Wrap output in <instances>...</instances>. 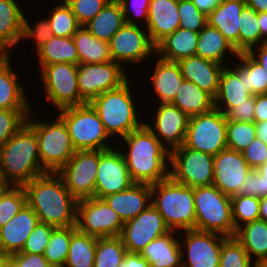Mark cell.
Here are the masks:
<instances>
[{"label":"cell","mask_w":267,"mask_h":267,"mask_svg":"<svg viewBox=\"0 0 267 267\" xmlns=\"http://www.w3.org/2000/svg\"><path fill=\"white\" fill-rule=\"evenodd\" d=\"M121 140L127 148L120 151L134 183L152 185L169 177L170 151L145 123Z\"/></svg>","instance_id":"obj_1"},{"label":"cell","mask_w":267,"mask_h":267,"mask_svg":"<svg viewBox=\"0 0 267 267\" xmlns=\"http://www.w3.org/2000/svg\"><path fill=\"white\" fill-rule=\"evenodd\" d=\"M23 187L27 204L35 211L39 222L55 228L76 226L77 200L58 173L47 172Z\"/></svg>","instance_id":"obj_2"},{"label":"cell","mask_w":267,"mask_h":267,"mask_svg":"<svg viewBox=\"0 0 267 267\" xmlns=\"http://www.w3.org/2000/svg\"><path fill=\"white\" fill-rule=\"evenodd\" d=\"M46 172L42 169L35 130L26 122L0 148V179L4 185L24 186Z\"/></svg>","instance_id":"obj_3"},{"label":"cell","mask_w":267,"mask_h":267,"mask_svg":"<svg viewBox=\"0 0 267 267\" xmlns=\"http://www.w3.org/2000/svg\"><path fill=\"white\" fill-rule=\"evenodd\" d=\"M130 82L128 79L120 87L104 92L90 102L111 139L122 138L145 123L138 118Z\"/></svg>","instance_id":"obj_4"},{"label":"cell","mask_w":267,"mask_h":267,"mask_svg":"<svg viewBox=\"0 0 267 267\" xmlns=\"http://www.w3.org/2000/svg\"><path fill=\"white\" fill-rule=\"evenodd\" d=\"M151 204L172 231L195 229L196 212L193 188L170 177L151 185Z\"/></svg>","instance_id":"obj_5"},{"label":"cell","mask_w":267,"mask_h":267,"mask_svg":"<svg viewBox=\"0 0 267 267\" xmlns=\"http://www.w3.org/2000/svg\"><path fill=\"white\" fill-rule=\"evenodd\" d=\"M196 212L195 230L235 237L231 197L214 185L193 188Z\"/></svg>","instance_id":"obj_6"},{"label":"cell","mask_w":267,"mask_h":267,"mask_svg":"<svg viewBox=\"0 0 267 267\" xmlns=\"http://www.w3.org/2000/svg\"><path fill=\"white\" fill-rule=\"evenodd\" d=\"M32 109L27 123L35 130L38 139L42 169L57 173L74 155V148L64 121L57 115L50 121L36 120ZM33 117V118H32Z\"/></svg>","instance_id":"obj_7"},{"label":"cell","mask_w":267,"mask_h":267,"mask_svg":"<svg viewBox=\"0 0 267 267\" xmlns=\"http://www.w3.org/2000/svg\"><path fill=\"white\" fill-rule=\"evenodd\" d=\"M57 111H60L57 114L64 121L76 151L113 148V145L107 142L111 137L90 103L69 106Z\"/></svg>","instance_id":"obj_8"},{"label":"cell","mask_w":267,"mask_h":267,"mask_svg":"<svg viewBox=\"0 0 267 267\" xmlns=\"http://www.w3.org/2000/svg\"><path fill=\"white\" fill-rule=\"evenodd\" d=\"M227 119L217 108L190 117L184 146L215 156L227 148Z\"/></svg>","instance_id":"obj_9"},{"label":"cell","mask_w":267,"mask_h":267,"mask_svg":"<svg viewBox=\"0 0 267 267\" xmlns=\"http://www.w3.org/2000/svg\"><path fill=\"white\" fill-rule=\"evenodd\" d=\"M77 77L78 65L72 63L41 66L39 80L44 86V97L57 110L85 104L80 96Z\"/></svg>","instance_id":"obj_10"},{"label":"cell","mask_w":267,"mask_h":267,"mask_svg":"<svg viewBox=\"0 0 267 267\" xmlns=\"http://www.w3.org/2000/svg\"><path fill=\"white\" fill-rule=\"evenodd\" d=\"M213 159L210 154L182 145L170 151L169 177L192 188L213 185Z\"/></svg>","instance_id":"obj_11"},{"label":"cell","mask_w":267,"mask_h":267,"mask_svg":"<svg viewBox=\"0 0 267 267\" xmlns=\"http://www.w3.org/2000/svg\"><path fill=\"white\" fill-rule=\"evenodd\" d=\"M124 221L103 200L87 198L77 201L76 228L96 238L120 236Z\"/></svg>","instance_id":"obj_12"},{"label":"cell","mask_w":267,"mask_h":267,"mask_svg":"<svg viewBox=\"0 0 267 267\" xmlns=\"http://www.w3.org/2000/svg\"><path fill=\"white\" fill-rule=\"evenodd\" d=\"M127 71L120 64L105 63L78 64L77 84L81 99L90 103L100 94L116 89L128 79Z\"/></svg>","instance_id":"obj_13"},{"label":"cell","mask_w":267,"mask_h":267,"mask_svg":"<svg viewBox=\"0 0 267 267\" xmlns=\"http://www.w3.org/2000/svg\"><path fill=\"white\" fill-rule=\"evenodd\" d=\"M98 164L99 150H78L57 172L77 201L94 197Z\"/></svg>","instance_id":"obj_14"},{"label":"cell","mask_w":267,"mask_h":267,"mask_svg":"<svg viewBox=\"0 0 267 267\" xmlns=\"http://www.w3.org/2000/svg\"><path fill=\"white\" fill-rule=\"evenodd\" d=\"M109 45L113 61L123 68L126 64L140 65L141 62L156 55L155 45L147 29L141 25L125 23L111 38Z\"/></svg>","instance_id":"obj_15"},{"label":"cell","mask_w":267,"mask_h":267,"mask_svg":"<svg viewBox=\"0 0 267 267\" xmlns=\"http://www.w3.org/2000/svg\"><path fill=\"white\" fill-rule=\"evenodd\" d=\"M183 232V242H179L182 267H219L221 248L226 236L195 229Z\"/></svg>","instance_id":"obj_16"},{"label":"cell","mask_w":267,"mask_h":267,"mask_svg":"<svg viewBox=\"0 0 267 267\" xmlns=\"http://www.w3.org/2000/svg\"><path fill=\"white\" fill-rule=\"evenodd\" d=\"M169 231L162 215L151 204L135 218L125 221L120 237L127 252L141 253L150 242Z\"/></svg>","instance_id":"obj_17"},{"label":"cell","mask_w":267,"mask_h":267,"mask_svg":"<svg viewBox=\"0 0 267 267\" xmlns=\"http://www.w3.org/2000/svg\"><path fill=\"white\" fill-rule=\"evenodd\" d=\"M99 150V164L94 197H103L129 189L134 182L120 149Z\"/></svg>","instance_id":"obj_18"},{"label":"cell","mask_w":267,"mask_h":267,"mask_svg":"<svg viewBox=\"0 0 267 267\" xmlns=\"http://www.w3.org/2000/svg\"><path fill=\"white\" fill-rule=\"evenodd\" d=\"M153 125L145 121L146 126L169 150L184 145L190 117L172 103H156Z\"/></svg>","instance_id":"obj_19"},{"label":"cell","mask_w":267,"mask_h":267,"mask_svg":"<svg viewBox=\"0 0 267 267\" xmlns=\"http://www.w3.org/2000/svg\"><path fill=\"white\" fill-rule=\"evenodd\" d=\"M251 167L242 152L224 149L213 159V185L225 195H237Z\"/></svg>","instance_id":"obj_20"},{"label":"cell","mask_w":267,"mask_h":267,"mask_svg":"<svg viewBox=\"0 0 267 267\" xmlns=\"http://www.w3.org/2000/svg\"><path fill=\"white\" fill-rule=\"evenodd\" d=\"M38 222L37 214L26 203L9 222L0 228V254L13 255L21 252Z\"/></svg>","instance_id":"obj_21"},{"label":"cell","mask_w":267,"mask_h":267,"mask_svg":"<svg viewBox=\"0 0 267 267\" xmlns=\"http://www.w3.org/2000/svg\"><path fill=\"white\" fill-rule=\"evenodd\" d=\"M177 63L184 80L195 83L215 98L225 65L196 55L181 59Z\"/></svg>","instance_id":"obj_22"},{"label":"cell","mask_w":267,"mask_h":267,"mask_svg":"<svg viewBox=\"0 0 267 267\" xmlns=\"http://www.w3.org/2000/svg\"><path fill=\"white\" fill-rule=\"evenodd\" d=\"M148 21L145 28L156 46L180 26L178 0H150Z\"/></svg>","instance_id":"obj_23"},{"label":"cell","mask_w":267,"mask_h":267,"mask_svg":"<svg viewBox=\"0 0 267 267\" xmlns=\"http://www.w3.org/2000/svg\"><path fill=\"white\" fill-rule=\"evenodd\" d=\"M125 222L151 205V185L134 183L129 189L102 198Z\"/></svg>","instance_id":"obj_24"},{"label":"cell","mask_w":267,"mask_h":267,"mask_svg":"<svg viewBox=\"0 0 267 267\" xmlns=\"http://www.w3.org/2000/svg\"><path fill=\"white\" fill-rule=\"evenodd\" d=\"M245 0H222L207 16V24L218 29L239 53V29Z\"/></svg>","instance_id":"obj_25"},{"label":"cell","mask_w":267,"mask_h":267,"mask_svg":"<svg viewBox=\"0 0 267 267\" xmlns=\"http://www.w3.org/2000/svg\"><path fill=\"white\" fill-rule=\"evenodd\" d=\"M9 54H0V109H32Z\"/></svg>","instance_id":"obj_26"},{"label":"cell","mask_w":267,"mask_h":267,"mask_svg":"<svg viewBox=\"0 0 267 267\" xmlns=\"http://www.w3.org/2000/svg\"><path fill=\"white\" fill-rule=\"evenodd\" d=\"M177 233L170 230L144 247L140 254L151 267H182L181 237L177 238Z\"/></svg>","instance_id":"obj_27"},{"label":"cell","mask_w":267,"mask_h":267,"mask_svg":"<svg viewBox=\"0 0 267 267\" xmlns=\"http://www.w3.org/2000/svg\"><path fill=\"white\" fill-rule=\"evenodd\" d=\"M24 10L17 0H0V54H10L22 39Z\"/></svg>","instance_id":"obj_28"},{"label":"cell","mask_w":267,"mask_h":267,"mask_svg":"<svg viewBox=\"0 0 267 267\" xmlns=\"http://www.w3.org/2000/svg\"><path fill=\"white\" fill-rule=\"evenodd\" d=\"M155 60L152 86L160 103H172L184 81L177 62L167 61L159 57Z\"/></svg>","instance_id":"obj_29"},{"label":"cell","mask_w":267,"mask_h":267,"mask_svg":"<svg viewBox=\"0 0 267 267\" xmlns=\"http://www.w3.org/2000/svg\"><path fill=\"white\" fill-rule=\"evenodd\" d=\"M253 94L247 90L243 78L230 67L225 66L220 77L214 107L226 114L235 104L246 102Z\"/></svg>","instance_id":"obj_30"},{"label":"cell","mask_w":267,"mask_h":267,"mask_svg":"<svg viewBox=\"0 0 267 267\" xmlns=\"http://www.w3.org/2000/svg\"><path fill=\"white\" fill-rule=\"evenodd\" d=\"M198 37L199 32L178 28L155 46L156 55L172 62L195 56Z\"/></svg>","instance_id":"obj_31"},{"label":"cell","mask_w":267,"mask_h":267,"mask_svg":"<svg viewBox=\"0 0 267 267\" xmlns=\"http://www.w3.org/2000/svg\"><path fill=\"white\" fill-rule=\"evenodd\" d=\"M231 54V56H229ZM234 46L216 28L208 24L199 32L196 56L228 66L227 57H238ZM227 56V57H226ZM227 60V61H225Z\"/></svg>","instance_id":"obj_32"},{"label":"cell","mask_w":267,"mask_h":267,"mask_svg":"<svg viewBox=\"0 0 267 267\" xmlns=\"http://www.w3.org/2000/svg\"><path fill=\"white\" fill-rule=\"evenodd\" d=\"M235 237L255 264L267 263V221L248 222L237 229Z\"/></svg>","instance_id":"obj_33"},{"label":"cell","mask_w":267,"mask_h":267,"mask_svg":"<svg viewBox=\"0 0 267 267\" xmlns=\"http://www.w3.org/2000/svg\"><path fill=\"white\" fill-rule=\"evenodd\" d=\"M124 24L125 18L121 3L119 0H110L84 27L99 40L110 42Z\"/></svg>","instance_id":"obj_34"},{"label":"cell","mask_w":267,"mask_h":267,"mask_svg":"<svg viewBox=\"0 0 267 267\" xmlns=\"http://www.w3.org/2000/svg\"><path fill=\"white\" fill-rule=\"evenodd\" d=\"M172 104L192 117L212 110L214 98L195 83L184 80Z\"/></svg>","instance_id":"obj_35"},{"label":"cell","mask_w":267,"mask_h":267,"mask_svg":"<svg viewBox=\"0 0 267 267\" xmlns=\"http://www.w3.org/2000/svg\"><path fill=\"white\" fill-rule=\"evenodd\" d=\"M79 55V63H105L113 61L109 42L99 40L84 26L72 36Z\"/></svg>","instance_id":"obj_36"},{"label":"cell","mask_w":267,"mask_h":267,"mask_svg":"<svg viewBox=\"0 0 267 267\" xmlns=\"http://www.w3.org/2000/svg\"><path fill=\"white\" fill-rule=\"evenodd\" d=\"M36 53L39 66L54 63L79 64L78 51L72 37L53 36Z\"/></svg>","instance_id":"obj_37"},{"label":"cell","mask_w":267,"mask_h":267,"mask_svg":"<svg viewBox=\"0 0 267 267\" xmlns=\"http://www.w3.org/2000/svg\"><path fill=\"white\" fill-rule=\"evenodd\" d=\"M237 58V63L234 62L236 65L231 66L232 61L229 65L239 78H243L247 90L253 95L267 94V71L248 53H239Z\"/></svg>","instance_id":"obj_38"},{"label":"cell","mask_w":267,"mask_h":267,"mask_svg":"<svg viewBox=\"0 0 267 267\" xmlns=\"http://www.w3.org/2000/svg\"><path fill=\"white\" fill-rule=\"evenodd\" d=\"M97 238L79 232L71 236L64 267H94Z\"/></svg>","instance_id":"obj_39"},{"label":"cell","mask_w":267,"mask_h":267,"mask_svg":"<svg viewBox=\"0 0 267 267\" xmlns=\"http://www.w3.org/2000/svg\"><path fill=\"white\" fill-rule=\"evenodd\" d=\"M77 231L76 226L56 227L53 229L44 257L53 267H64L67 259L71 236Z\"/></svg>","instance_id":"obj_40"},{"label":"cell","mask_w":267,"mask_h":267,"mask_svg":"<svg viewBox=\"0 0 267 267\" xmlns=\"http://www.w3.org/2000/svg\"><path fill=\"white\" fill-rule=\"evenodd\" d=\"M126 253L120 236L97 238L94 267H118Z\"/></svg>","instance_id":"obj_41"},{"label":"cell","mask_w":267,"mask_h":267,"mask_svg":"<svg viewBox=\"0 0 267 267\" xmlns=\"http://www.w3.org/2000/svg\"><path fill=\"white\" fill-rule=\"evenodd\" d=\"M48 14L47 19L55 37H72L81 27L71 8L64 0H61V4H55V7Z\"/></svg>","instance_id":"obj_42"},{"label":"cell","mask_w":267,"mask_h":267,"mask_svg":"<svg viewBox=\"0 0 267 267\" xmlns=\"http://www.w3.org/2000/svg\"><path fill=\"white\" fill-rule=\"evenodd\" d=\"M261 44V34L258 24V12L245 6L241 12V27L239 29V53H248Z\"/></svg>","instance_id":"obj_43"},{"label":"cell","mask_w":267,"mask_h":267,"mask_svg":"<svg viewBox=\"0 0 267 267\" xmlns=\"http://www.w3.org/2000/svg\"><path fill=\"white\" fill-rule=\"evenodd\" d=\"M27 203L23 186L5 185L0 191V228L9 222Z\"/></svg>","instance_id":"obj_44"},{"label":"cell","mask_w":267,"mask_h":267,"mask_svg":"<svg viewBox=\"0 0 267 267\" xmlns=\"http://www.w3.org/2000/svg\"><path fill=\"white\" fill-rule=\"evenodd\" d=\"M260 198L247 195L231 197L232 217L237 230L242 225L259 219Z\"/></svg>","instance_id":"obj_45"},{"label":"cell","mask_w":267,"mask_h":267,"mask_svg":"<svg viewBox=\"0 0 267 267\" xmlns=\"http://www.w3.org/2000/svg\"><path fill=\"white\" fill-rule=\"evenodd\" d=\"M256 137L255 122L227 121V148L242 152Z\"/></svg>","instance_id":"obj_46"},{"label":"cell","mask_w":267,"mask_h":267,"mask_svg":"<svg viewBox=\"0 0 267 267\" xmlns=\"http://www.w3.org/2000/svg\"><path fill=\"white\" fill-rule=\"evenodd\" d=\"M243 245L236 237H227L222 244L219 267H253Z\"/></svg>","instance_id":"obj_47"},{"label":"cell","mask_w":267,"mask_h":267,"mask_svg":"<svg viewBox=\"0 0 267 267\" xmlns=\"http://www.w3.org/2000/svg\"><path fill=\"white\" fill-rule=\"evenodd\" d=\"M32 109H0V148L27 122Z\"/></svg>","instance_id":"obj_48"},{"label":"cell","mask_w":267,"mask_h":267,"mask_svg":"<svg viewBox=\"0 0 267 267\" xmlns=\"http://www.w3.org/2000/svg\"><path fill=\"white\" fill-rule=\"evenodd\" d=\"M237 195L259 198L267 196V162L260 165L257 169H250L246 178L241 183Z\"/></svg>","instance_id":"obj_49"},{"label":"cell","mask_w":267,"mask_h":267,"mask_svg":"<svg viewBox=\"0 0 267 267\" xmlns=\"http://www.w3.org/2000/svg\"><path fill=\"white\" fill-rule=\"evenodd\" d=\"M178 10L179 28L200 32L207 25V16L199 11L192 0H178Z\"/></svg>","instance_id":"obj_50"},{"label":"cell","mask_w":267,"mask_h":267,"mask_svg":"<svg viewBox=\"0 0 267 267\" xmlns=\"http://www.w3.org/2000/svg\"><path fill=\"white\" fill-rule=\"evenodd\" d=\"M76 16L78 23L85 26L96 17L110 0H64Z\"/></svg>","instance_id":"obj_51"},{"label":"cell","mask_w":267,"mask_h":267,"mask_svg":"<svg viewBox=\"0 0 267 267\" xmlns=\"http://www.w3.org/2000/svg\"><path fill=\"white\" fill-rule=\"evenodd\" d=\"M24 14L23 19V30H22V39L26 40L32 39L35 42V52L36 53L48 40L53 37V33L51 31V26L48 19H40L35 22V25H31L32 23L28 22L27 16ZM30 23V24H29Z\"/></svg>","instance_id":"obj_52"},{"label":"cell","mask_w":267,"mask_h":267,"mask_svg":"<svg viewBox=\"0 0 267 267\" xmlns=\"http://www.w3.org/2000/svg\"><path fill=\"white\" fill-rule=\"evenodd\" d=\"M54 228L55 227L50 224L38 222L32 233L27 238L21 252L29 254H43Z\"/></svg>","instance_id":"obj_53"},{"label":"cell","mask_w":267,"mask_h":267,"mask_svg":"<svg viewBox=\"0 0 267 267\" xmlns=\"http://www.w3.org/2000/svg\"><path fill=\"white\" fill-rule=\"evenodd\" d=\"M119 2L123 8L125 23L140 25L138 22L144 21V25L147 24L150 0H119Z\"/></svg>","instance_id":"obj_54"},{"label":"cell","mask_w":267,"mask_h":267,"mask_svg":"<svg viewBox=\"0 0 267 267\" xmlns=\"http://www.w3.org/2000/svg\"><path fill=\"white\" fill-rule=\"evenodd\" d=\"M242 154L247 164L251 168L257 169L267 162V144L256 136L248 147L242 151Z\"/></svg>","instance_id":"obj_55"},{"label":"cell","mask_w":267,"mask_h":267,"mask_svg":"<svg viewBox=\"0 0 267 267\" xmlns=\"http://www.w3.org/2000/svg\"><path fill=\"white\" fill-rule=\"evenodd\" d=\"M255 95L246 99V102L235 104L226 114L227 121L254 122Z\"/></svg>","instance_id":"obj_56"},{"label":"cell","mask_w":267,"mask_h":267,"mask_svg":"<svg viewBox=\"0 0 267 267\" xmlns=\"http://www.w3.org/2000/svg\"><path fill=\"white\" fill-rule=\"evenodd\" d=\"M12 267H53L43 254L18 252L11 255Z\"/></svg>","instance_id":"obj_57"},{"label":"cell","mask_w":267,"mask_h":267,"mask_svg":"<svg viewBox=\"0 0 267 267\" xmlns=\"http://www.w3.org/2000/svg\"><path fill=\"white\" fill-rule=\"evenodd\" d=\"M267 121V94L255 95L254 122Z\"/></svg>","instance_id":"obj_58"},{"label":"cell","mask_w":267,"mask_h":267,"mask_svg":"<svg viewBox=\"0 0 267 267\" xmlns=\"http://www.w3.org/2000/svg\"><path fill=\"white\" fill-rule=\"evenodd\" d=\"M118 267H151L140 253L127 252Z\"/></svg>","instance_id":"obj_59"},{"label":"cell","mask_w":267,"mask_h":267,"mask_svg":"<svg viewBox=\"0 0 267 267\" xmlns=\"http://www.w3.org/2000/svg\"><path fill=\"white\" fill-rule=\"evenodd\" d=\"M248 54L267 71V41L252 48Z\"/></svg>","instance_id":"obj_60"},{"label":"cell","mask_w":267,"mask_h":267,"mask_svg":"<svg viewBox=\"0 0 267 267\" xmlns=\"http://www.w3.org/2000/svg\"><path fill=\"white\" fill-rule=\"evenodd\" d=\"M192 2L200 12L208 16L222 0H192Z\"/></svg>","instance_id":"obj_61"},{"label":"cell","mask_w":267,"mask_h":267,"mask_svg":"<svg viewBox=\"0 0 267 267\" xmlns=\"http://www.w3.org/2000/svg\"><path fill=\"white\" fill-rule=\"evenodd\" d=\"M258 24L261 34V44L267 41V13H258Z\"/></svg>","instance_id":"obj_62"},{"label":"cell","mask_w":267,"mask_h":267,"mask_svg":"<svg viewBox=\"0 0 267 267\" xmlns=\"http://www.w3.org/2000/svg\"><path fill=\"white\" fill-rule=\"evenodd\" d=\"M246 6L252 8L254 11L260 13H267V0H245Z\"/></svg>","instance_id":"obj_63"},{"label":"cell","mask_w":267,"mask_h":267,"mask_svg":"<svg viewBox=\"0 0 267 267\" xmlns=\"http://www.w3.org/2000/svg\"><path fill=\"white\" fill-rule=\"evenodd\" d=\"M256 125V136L267 144V121L257 122Z\"/></svg>","instance_id":"obj_64"},{"label":"cell","mask_w":267,"mask_h":267,"mask_svg":"<svg viewBox=\"0 0 267 267\" xmlns=\"http://www.w3.org/2000/svg\"><path fill=\"white\" fill-rule=\"evenodd\" d=\"M259 219L267 221V196L260 198Z\"/></svg>","instance_id":"obj_65"},{"label":"cell","mask_w":267,"mask_h":267,"mask_svg":"<svg viewBox=\"0 0 267 267\" xmlns=\"http://www.w3.org/2000/svg\"><path fill=\"white\" fill-rule=\"evenodd\" d=\"M0 267H12L11 255L0 254Z\"/></svg>","instance_id":"obj_66"},{"label":"cell","mask_w":267,"mask_h":267,"mask_svg":"<svg viewBox=\"0 0 267 267\" xmlns=\"http://www.w3.org/2000/svg\"><path fill=\"white\" fill-rule=\"evenodd\" d=\"M253 267H267V263H264V264H254Z\"/></svg>","instance_id":"obj_67"},{"label":"cell","mask_w":267,"mask_h":267,"mask_svg":"<svg viewBox=\"0 0 267 267\" xmlns=\"http://www.w3.org/2000/svg\"><path fill=\"white\" fill-rule=\"evenodd\" d=\"M5 185L0 181V191L2 190V188L4 187Z\"/></svg>","instance_id":"obj_68"}]
</instances>
